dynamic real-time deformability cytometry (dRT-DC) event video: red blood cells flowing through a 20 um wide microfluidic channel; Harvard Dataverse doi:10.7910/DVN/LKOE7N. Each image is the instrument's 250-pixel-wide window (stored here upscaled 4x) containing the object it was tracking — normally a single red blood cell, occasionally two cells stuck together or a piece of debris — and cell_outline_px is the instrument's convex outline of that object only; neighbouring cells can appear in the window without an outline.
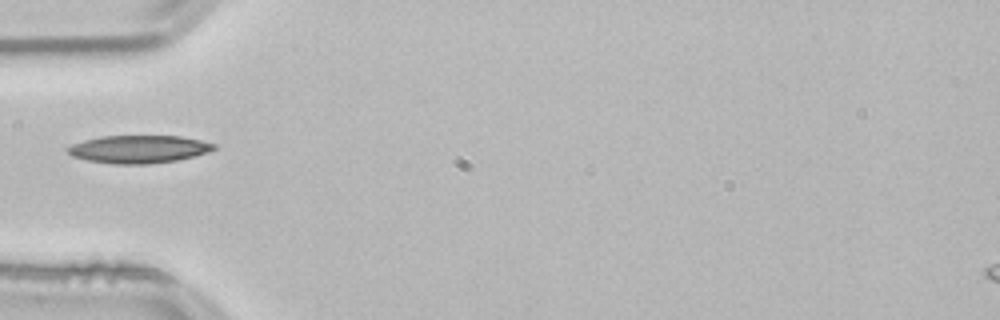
{"species": "common noctule bat (a hibernating species)", "species_latin": "Nyctalus noctula", "temperature_condition": "room temperature", "stored_images_in_passage": 37, "camera_frame_rate_fps": 3000, "um_per_image_px": 0.085, "animal": {"sex": "male", "body_mass_g": 21.5, "forearm_length_mm": 52.0}, "frame": {"image": 1, "passage_image": 1, "time_ms": 0.0, "image_size_px": [1000, 320], "cell_outline_px": [[216, 148], [208, 152], [176, 160], [148, 164], [112, 164], [88, 160], [72, 156], [68, 152], [68, 148], [72, 144], [84, 140], [100, 136], [180, 136], [200, 140], [216, 144]], "centroid_in_image_um": [11.79, 12.67], "position_along_channel_um": 73.2, "area_um2": 23.52}}
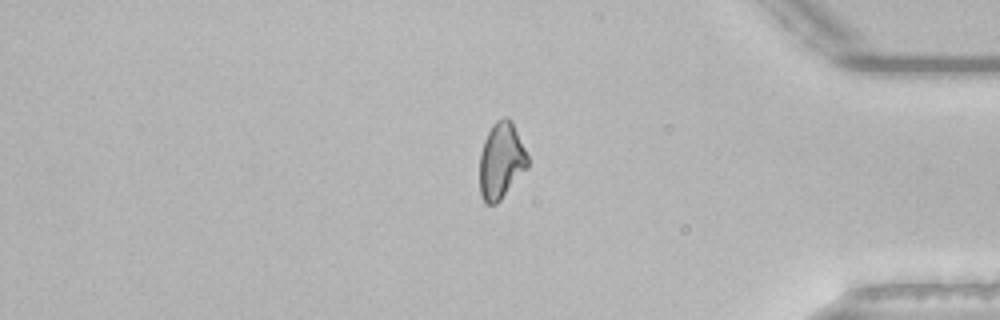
{"frame": {"image": 2, "passage_image": 28, "time_ms": 9.0, "image_size_px": [1000, 320], "cell_outline_px": [[528, 168], [500, 200], [496, 204], [488, 204], [484, 200], [480, 192], [480, 152], [484, 140], [492, 124], [496, 120], [504, 116], [508, 116], [512, 120], [528, 156]], "centroid_in_image_um": [42.61, 13.63], "position_along_channel_um": 392.6, "area_um2": 21.44}}
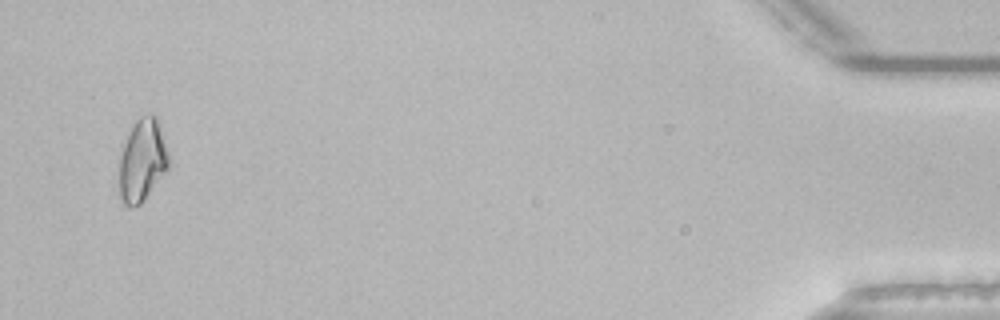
{"frame": {"image": 3, "passage_image": 35, "time_ms": 11.333, "image_size_px": [1000, 320], "cell_outline_px": [[168, 168], [140, 204], [132, 208], [128, 208], [124, 204], [120, 196], [120, 156], [128, 132], [136, 120], [140, 116], [156, 116], [168, 156]], "centroid_in_image_um": [12.06, 13.66], "position_along_channel_um": 423.1, "area_um2": 23.06}}